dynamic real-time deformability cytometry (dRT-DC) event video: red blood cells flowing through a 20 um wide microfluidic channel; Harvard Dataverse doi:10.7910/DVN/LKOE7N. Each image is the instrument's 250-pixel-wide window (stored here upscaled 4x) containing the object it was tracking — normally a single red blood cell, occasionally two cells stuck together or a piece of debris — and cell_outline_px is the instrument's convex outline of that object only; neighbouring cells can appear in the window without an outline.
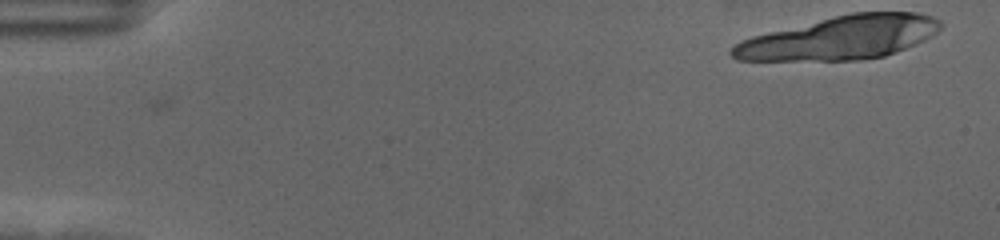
{"species": "human", "species_latin": "Homo sapiens", "temperature_condition": "cold", "stored_images_in_passage": 42, "segment_of_instrument_passage": [1, 2], "camera_frame_rate_fps": 3000, "um_per_image_px": 0.085, "donor": {"sex": "female"}, "frame": {"image": 1, "passage_image": 1, "time_ms": 0.0, "image_size_px": [1000, 240], "cell_outline_px": [[944, 24], [932, 36], [924, 40], [896, 52], [884, 56], [864, 60], [736, 60], [728, 52], [740, 40], [752, 36], [852, 12], [916, 12], [932, 16], [940, 20]], "centroid_in_image_um": [71.45, 3.21], "position_along_channel_um": 13.5, "area_um2": 52.42}}